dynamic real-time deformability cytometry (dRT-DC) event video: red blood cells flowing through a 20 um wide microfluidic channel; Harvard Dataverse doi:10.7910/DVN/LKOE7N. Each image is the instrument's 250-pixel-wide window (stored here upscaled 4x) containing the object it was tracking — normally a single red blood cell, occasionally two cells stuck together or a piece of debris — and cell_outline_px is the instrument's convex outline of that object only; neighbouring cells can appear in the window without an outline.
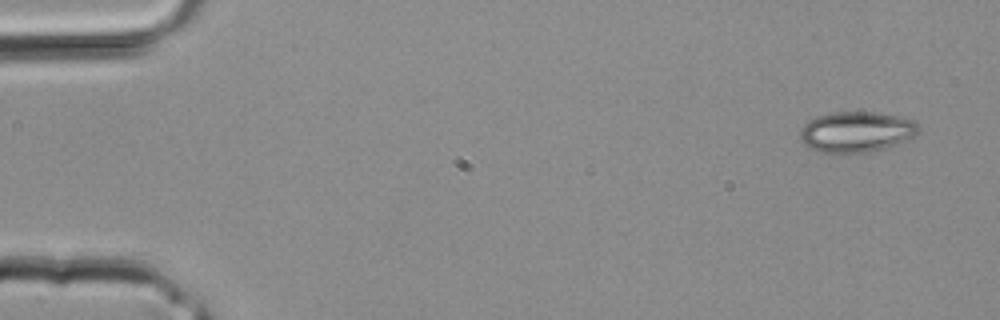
{"species": "common noctule bat (a hibernating species)", "species_latin": "Nyctalus noctula", "temperature_condition": "room temperature", "stored_images_in_passage": 4, "camera_frame_rate_fps": 3000, "um_per_image_px": 0.085, "animal": {"sex": "male", "body_mass_g": 20.4}, "frame": {"image": 1, "passage_image": 1, "time_ms": 0.0, "image_size_px": [1000, 320], "cell_outline_px": [[920, 128], [912, 136], [896, 144], [868, 152], [820, 152], [808, 148], [800, 140], [800, 128], [808, 120], [816, 116], [832, 112], [880, 112], [900, 116], [916, 120], [920, 124]], "centroid_in_image_um": [72.77, 11.18], "position_along_channel_um": 12.2, "area_um2": 28.15}}